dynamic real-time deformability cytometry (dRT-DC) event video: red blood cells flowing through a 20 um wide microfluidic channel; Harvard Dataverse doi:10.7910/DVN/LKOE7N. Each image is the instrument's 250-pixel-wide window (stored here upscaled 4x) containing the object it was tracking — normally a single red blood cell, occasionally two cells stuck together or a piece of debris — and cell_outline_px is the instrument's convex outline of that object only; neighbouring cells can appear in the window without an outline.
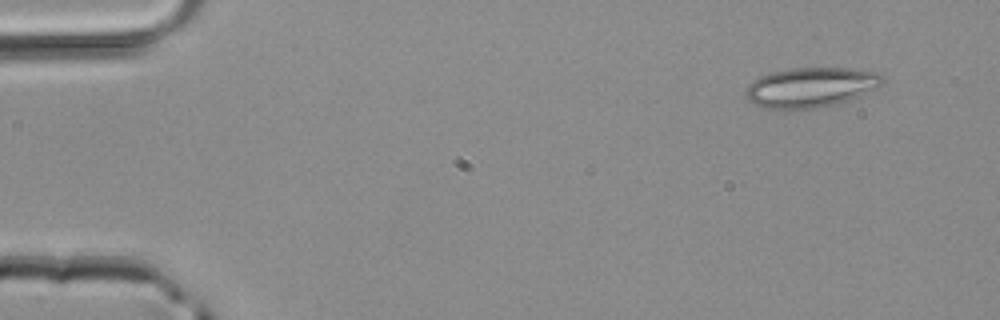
{"species": "common noctule bat (a hibernating species)", "species_latin": "Nyctalus noctula", "temperature_condition": "room temperature", "stored_images_in_passage": 4, "camera_frame_rate_fps": 3000, "um_per_image_px": 0.085, "animal": {"sex": "male", "body_mass_g": 20.4}, "frame": {"image": 1, "passage_image": 1, "time_ms": 0.0, "image_size_px": [1000, 320], "cell_outline_px": [[884, 80], [876, 88], [860, 96], [836, 104], [816, 108], [764, 108], [752, 104], [744, 96], [744, 92], [748, 84], [752, 80], [768, 72], [788, 68], [848, 68], [876, 72], [884, 76]], "centroid_in_image_um": [68.86, 7.41], "position_along_channel_um": 16.1, "area_um2": 31.96}}